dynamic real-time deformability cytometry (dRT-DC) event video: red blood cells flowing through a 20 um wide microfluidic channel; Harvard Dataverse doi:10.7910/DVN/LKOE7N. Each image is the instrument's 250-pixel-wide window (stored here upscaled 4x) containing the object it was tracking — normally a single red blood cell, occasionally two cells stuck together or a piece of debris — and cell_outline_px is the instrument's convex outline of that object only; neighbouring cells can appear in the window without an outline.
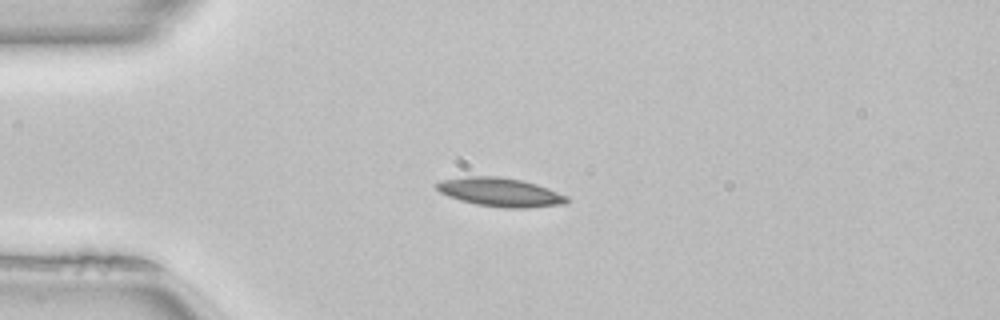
{"species": "common noctule bat (a hibernating species)", "species_latin": "Nyctalus noctula", "temperature_condition": "room temperature", "stored_images_in_passage": 39, "camera_frame_rate_fps": 3000, "um_per_image_px": 0.085, "animal": {"sex": "female", "body_mass_g": 22.7, "forearm_length_mm": 54.2}, "frame": {"image": 1, "passage_image": 1, "time_ms": 0.0, "image_size_px": [1000, 320], "cell_outline_px": [[568, 200], [564, 204], [528, 208], [504, 208], [476, 204], [460, 200], [448, 196], [440, 192], [436, 188], [436, 184], [440, 180], [464, 176], [496, 176], [520, 180], [536, 184], [548, 188], [568, 196]], "centroid_in_image_um": [42.5, 16.34], "position_along_channel_um": 42.5, "area_um2": 21.79}}